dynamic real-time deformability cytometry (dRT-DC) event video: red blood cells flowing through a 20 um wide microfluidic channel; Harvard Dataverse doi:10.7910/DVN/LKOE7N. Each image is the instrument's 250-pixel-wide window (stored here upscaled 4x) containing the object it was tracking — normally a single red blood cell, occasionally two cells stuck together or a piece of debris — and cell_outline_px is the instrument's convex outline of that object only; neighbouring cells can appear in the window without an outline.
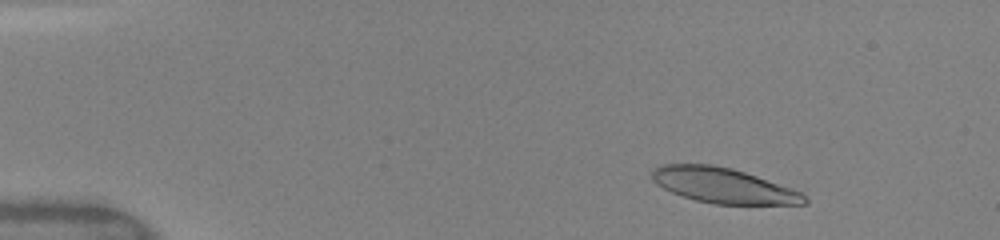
{"species": "human", "species_latin": "Homo sapiens", "temperature_condition": "warm", "stored_images_in_passage": 15, "camera_frame_rate_fps": 3000, "um_per_image_px": 0.085, "donor": {"sex": "female"}, "frame": {"image": 1, "passage_image": 5, "time_ms": 1.667, "image_size_px": [1000, 240], "cell_outline_px": [[808, 204], [716, 204], [696, 200], [672, 192], [656, 184], [652, 180], [652, 172], [656, 168], [664, 164], [712, 164], [732, 168], [792, 188], [808, 196]], "centroid_in_image_um": [61.51, 15.77], "position_along_channel_um": 23.5, "area_um2": 31.04}}
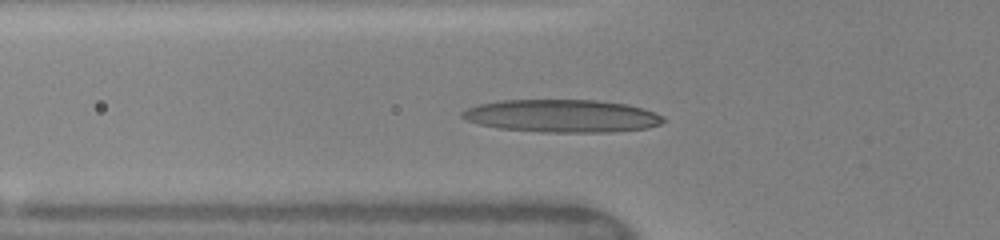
{"frame": {"image": 2, "passage_image": 14, "time_ms": 5.333, "image_size_px": [1000, 240], "cell_outline_px": [[664, 120], [660, 124], [648, 128], [612, 132], [540, 132], [500, 128], [480, 124], [464, 120], [460, 116], [460, 112], [468, 108], [480, 104], [500, 100], [596, 100], [628, 104], [656, 112], [664, 116]], "centroid_in_image_um": [47.79, 9.85], "position_along_channel_um": 78.0, "area_um2": 38.55}}